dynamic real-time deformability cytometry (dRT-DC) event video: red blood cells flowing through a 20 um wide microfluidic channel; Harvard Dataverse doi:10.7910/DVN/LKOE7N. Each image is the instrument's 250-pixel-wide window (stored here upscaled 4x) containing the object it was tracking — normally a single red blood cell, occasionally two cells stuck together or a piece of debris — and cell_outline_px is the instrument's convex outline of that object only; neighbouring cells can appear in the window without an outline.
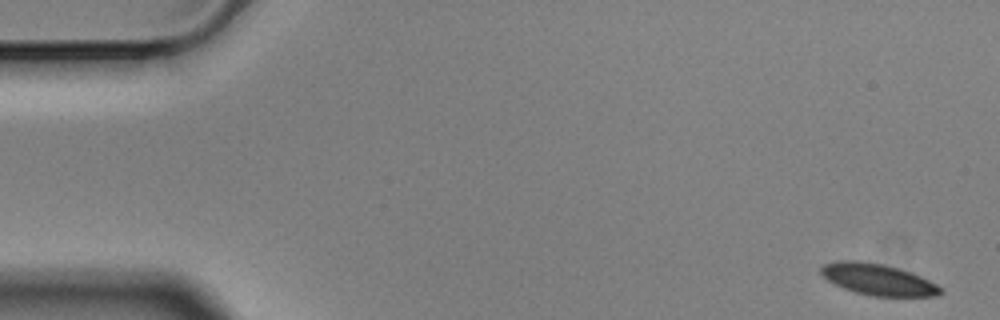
{"species": "Egyptian fruit bat (a non-hibernating species)", "species_latin": "Rousettus aegyptiacus", "temperature_condition": "cold", "stored_images_in_passage": 5, "camera_frame_rate_fps": 3000, "um_per_image_px": 0.085, "animal": {"sex": "male"}, "frame": {"image": 1, "passage_image": 1, "time_ms": 0.0, "image_size_px": [1000, 320], "cell_outline_px": [[944, 292], [940, 296], [872, 296], [856, 292], [844, 288], [828, 280], [820, 272], [820, 268], [824, 264], [836, 260], [860, 260], [884, 264], [900, 268], [912, 272], [944, 288]], "centroid_in_image_um": [74.67, 23.74], "position_along_channel_um": 10.3, "area_um2": 22.02}}
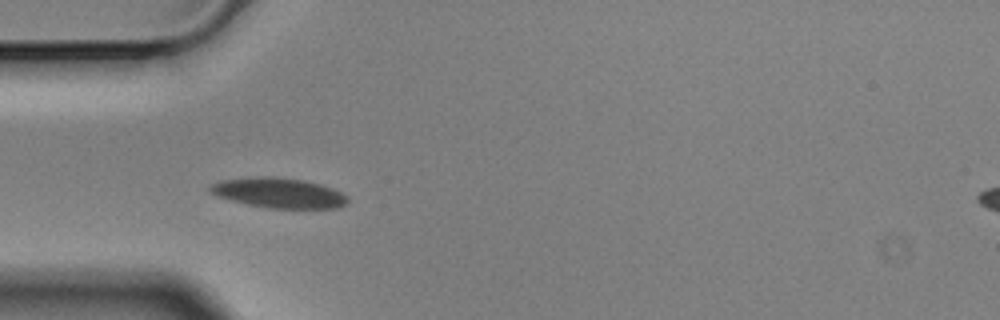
{"frame": {"image": 2, "passage_image": 5, "time_ms": 1.333, "image_size_px": [1000, 320], "cell_outline_px": [[348, 204], [336, 208], [268, 208], [248, 204], [216, 196], [208, 192], [208, 188], [212, 184], [220, 180], [264, 176], [272, 176], [304, 180], [320, 184], [332, 188], [348, 196]], "centroid_in_image_um": [23.7, 16.39], "position_along_channel_um": 61.3, "area_um2": 24.1}}